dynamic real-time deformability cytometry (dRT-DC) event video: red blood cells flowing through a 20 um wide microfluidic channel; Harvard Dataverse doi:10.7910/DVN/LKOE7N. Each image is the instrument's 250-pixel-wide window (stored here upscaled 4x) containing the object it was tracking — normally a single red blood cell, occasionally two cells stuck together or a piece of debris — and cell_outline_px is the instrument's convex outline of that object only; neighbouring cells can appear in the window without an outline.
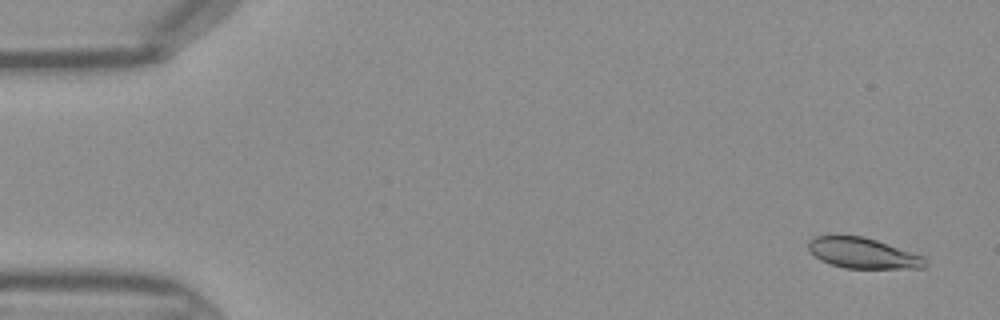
{"species": "Egyptian fruit bat (a non-hibernating species)", "species_latin": "Rousettus aegyptiacus", "temperature_condition": "warm", "stored_images_in_passage": 45, "camera_frame_rate_fps": 3000, "um_per_image_px": 0.085, "frame": {"image": 1, "passage_image": 3, "time_ms": 0.667, "image_size_px": [1000, 320], "cell_outline_px": [[924, 268], [844, 268], [820, 260], [808, 248], [808, 240], [816, 236], [864, 236], [924, 256]], "centroid_in_image_um": [73.33, 21.51], "position_along_channel_um": 11.7, "area_um2": 20.46}}
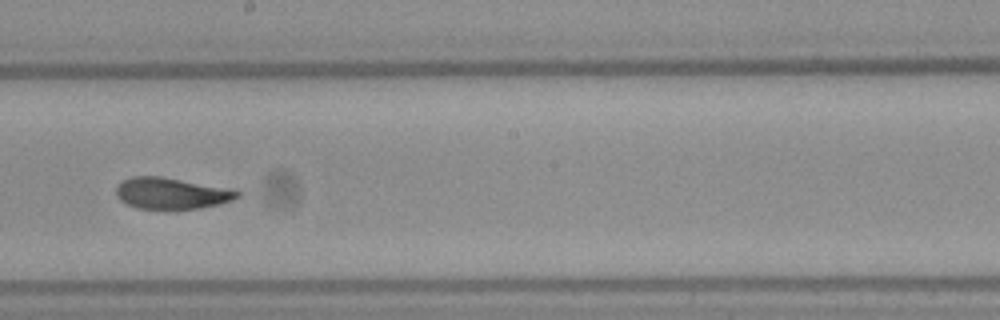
{"frame": {"image": 2, "passage_image": 26, "time_ms": 8.333, "image_size_px": [1000, 320], "cell_outline_px": [[240, 196], [232, 200], [220, 204], [200, 208], [176, 212], [136, 208], [120, 200], [116, 196], [116, 188], [124, 180], [132, 176], [160, 176], [236, 188], [240, 192]], "centroid_in_image_um": [14.64, 16.47], "position_along_channel_um": 233.6, "area_um2": 23.18}}
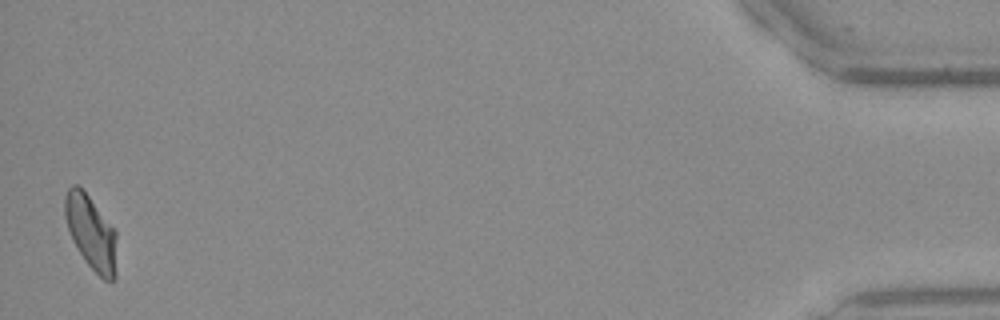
{"frame": {"image": 3, "passage_image": 45, "time_ms": 14.667, "image_size_px": [1000, 320], "cell_outline_px": [[116, 280], [104, 280], [84, 260], [72, 240], [64, 216], [64, 196], [68, 188], [72, 184], [76, 184], [88, 196], [116, 232]], "centroid_in_image_um": [7.72, 19.78], "position_along_channel_um": 427.5, "area_um2": 22.14}}